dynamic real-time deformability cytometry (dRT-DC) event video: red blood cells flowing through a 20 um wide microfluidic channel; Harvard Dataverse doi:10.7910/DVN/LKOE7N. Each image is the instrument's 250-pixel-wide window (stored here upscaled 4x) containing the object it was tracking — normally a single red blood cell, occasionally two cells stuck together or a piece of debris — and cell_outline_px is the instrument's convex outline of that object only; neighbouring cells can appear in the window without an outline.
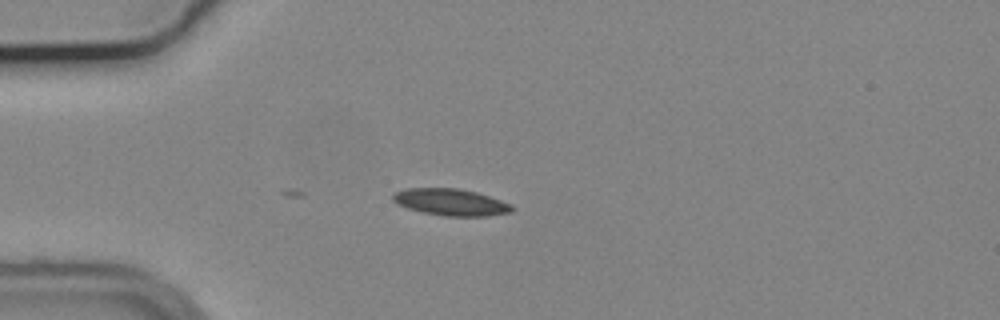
{"species": "common noctule bat (a hibernating species)", "species_latin": "Nyctalus noctula", "temperature_condition": "cold", "stored_images_in_passage": 2, "camera_frame_rate_fps": 3000, "um_per_image_px": 0.085, "animal": {"sex": "male", "body_mass_g": 19.2, "forearm_length_mm": 51.8}, "frame": {"image": 1, "passage_image": 2, "time_ms": 0.333, "image_size_px": [1000, 320], "cell_outline_px": [[516, 208], [512, 212], [488, 216], [444, 216], [424, 212], [408, 208], [392, 200], [392, 192], [408, 188], [456, 188], [476, 192], [512, 204]], "centroid_in_image_um": [38.34, 17.18], "position_along_channel_um": 46.7, "area_um2": 18.55}}